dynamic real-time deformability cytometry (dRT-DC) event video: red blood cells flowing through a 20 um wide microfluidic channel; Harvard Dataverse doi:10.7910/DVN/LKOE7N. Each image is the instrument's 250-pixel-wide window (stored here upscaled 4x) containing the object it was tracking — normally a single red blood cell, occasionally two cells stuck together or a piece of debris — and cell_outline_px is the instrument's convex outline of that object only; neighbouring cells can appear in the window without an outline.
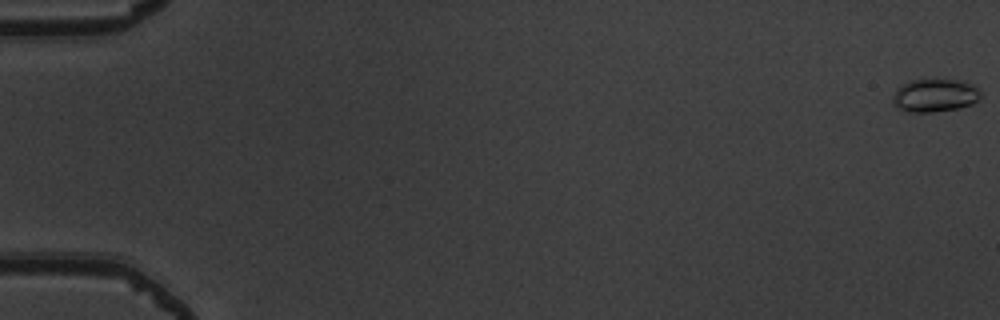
{"species": "common noctule bat (a hibernating species)", "species_latin": "Nyctalus noctula", "temperature_condition": "warm", "stored_images_in_passage": 19, "camera_frame_rate_fps": 3000, "um_per_image_px": 0.085, "animal": {"sex": "male", "body_mass_g": 19.5, "forearm_length_mm": 54.6}, "frame": {"image": 1, "passage_image": 1, "time_ms": 0.0, "image_size_px": [1000, 320], "cell_outline_px": [[980, 96], [972, 104], [960, 108], [932, 112], [908, 112], [896, 108], [892, 104], [892, 96], [896, 88], [900, 84], [912, 80], [960, 80], [972, 84], [980, 88]], "centroid_in_image_um": [79.42, 8.12], "position_along_channel_um": 5.6, "area_um2": 17.17}}
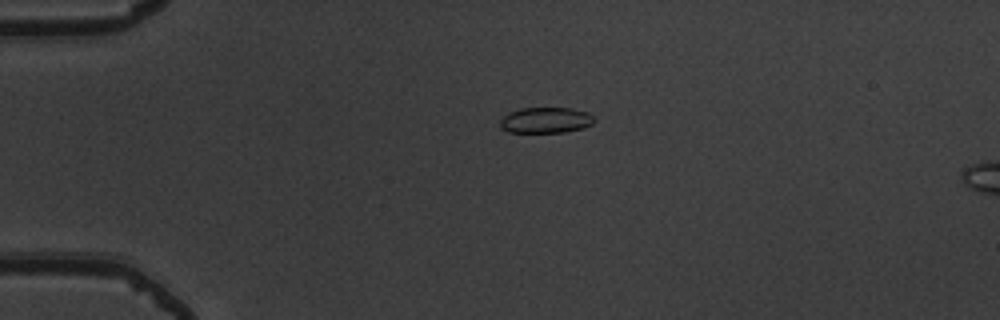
{"frame": {"image": 2, "passage_image": 14, "time_ms": 4.333, "image_size_px": [1000, 320], "cell_outline_px": [[596, 120], [592, 124], [584, 128], [564, 132], [508, 132], [500, 128], [500, 120], [508, 112], [520, 108], [568, 108], [588, 112]], "centroid_in_image_um": [46.38, 10.22], "position_along_channel_um": 38.6, "area_um2": 14.22}}